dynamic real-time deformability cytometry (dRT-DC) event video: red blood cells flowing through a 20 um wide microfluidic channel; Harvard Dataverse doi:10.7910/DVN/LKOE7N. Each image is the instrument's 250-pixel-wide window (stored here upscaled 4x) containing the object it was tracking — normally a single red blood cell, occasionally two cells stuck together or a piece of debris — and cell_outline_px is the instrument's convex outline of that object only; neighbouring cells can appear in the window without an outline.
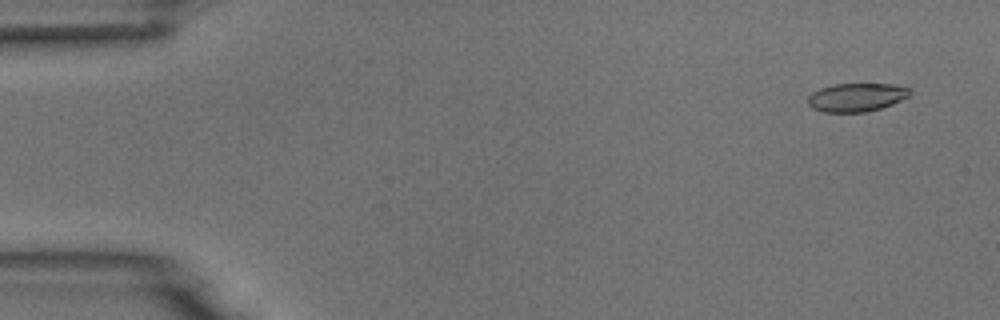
{"species": "common noctule bat (a hibernating species)", "species_latin": "Nyctalus noctula", "temperature_condition": "room temperature", "stored_images_in_passage": 55, "camera_frame_rate_fps": 3000, "um_per_image_px": 0.085, "animal": {"sex": "male", "body_mass_g": 18.8}, "frame": {"image": 1, "passage_image": 4, "time_ms": 1.0, "image_size_px": [1000, 320], "cell_outline_px": [[912, 92], [908, 96], [892, 104], [880, 108], [864, 112], [824, 112], [812, 108], [808, 104], [808, 96], [812, 92], [820, 88], [832, 84], [892, 84], [912, 88]], "centroid_in_image_um": [72.8, 8.26], "position_along_channel_um": 12.2, "area_um2": 16.94}}
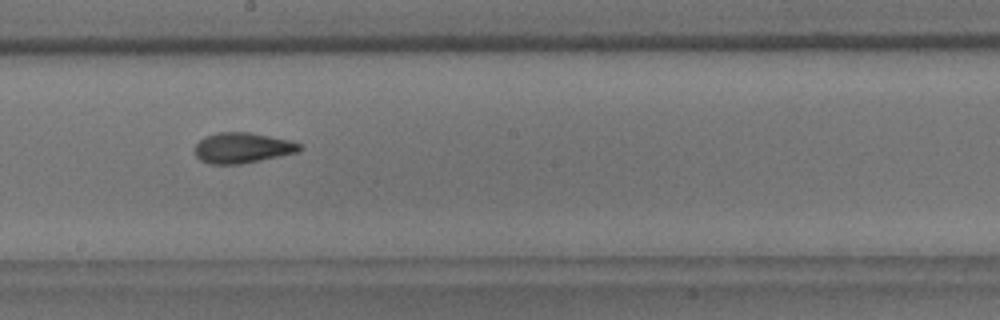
{"frame": {"image": 2, "passage_image": 31, "time_ms": 10.0, "image_size_px": [1000, 320], "cell_outline_px": [[304, 148], [296, 152], [260, 160], [240, 164], [208, 164], [200, 160], [196, 156], [196, 144], [204, 136], [216, 132], [248, 132], [288, 140], [304, 144]], "centroid_in_image_um": [20.59, 12.56], "position_along_channel_um": 227.6, "area_um2": 18.55}}
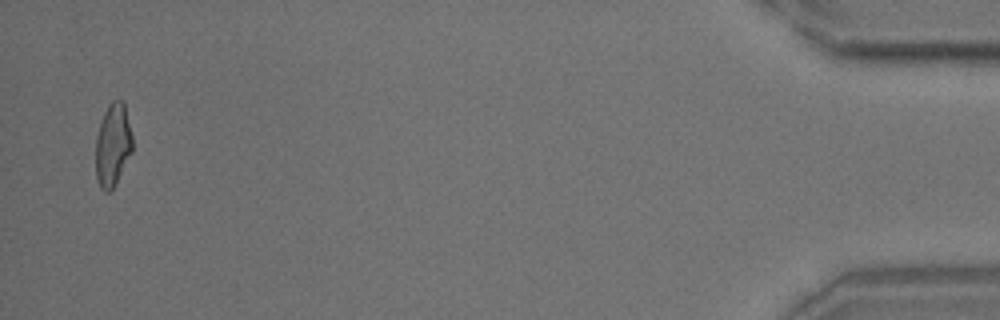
{"frame": {"image": 3, "passage_image": 54, "time_ms": 17.667, "image_size_px": [1000, 320], "cell_outline_px": [[132, 152], [116, 184], [108, 192], [104, 192], [100, 188], [96, 180], [96, 136], [100, 120], [108, 104], [112, 100], [124, 100], [132, 136]], "centroid_in_image_um": [9.58, 12.31], "position_along_channel_um": 425.6, "area_um2": 18.03}, "authors_computed_cell_mechanics": {"area_um2": 18.1492, "velocity_mm_per_s": 3.7113, "shape_relaxation_time_tau1_ms": 10.1377, "shape_relaxation_time_tau2_ms": 1.8476, "deformation_change_tau1": 0.2586, "deformation_change_tau2": 0.09}}